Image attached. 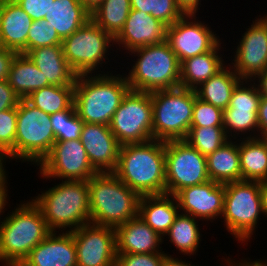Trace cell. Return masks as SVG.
I'll return each mask as SVG.
<instances>
[{
    "label": "cell",
    "mask_w": 267,
    "mask_h": 266,
    "mask_svg": "<svg viewBox=\"0 0 267 266\" xmlns=\"http://www.w3.org/2000/svg\"><path fill=\"white\" fill-rule=\"evenodd\" d=\"M113 173L140 197L166 194L165 141L122 145Z\"/></svg>",
    "instance_id": "1"
},
{
    "label": "cell",
    "mask_w": 267,
    "mask_h": 266,
    "mask_svg": "<svg viewBox=\"0 0 267 266\" xmlns=\"http://www.w3.org/2000/svg\"><path fill=\"white\" fill-rule=\"evenodd\" d=\"M78 75L74 85V106L84 123L109 125L130 86L122 70ZM122 72V73H121Z\"/></svg>",
    "instance_id": "2"
},
{
    "label": "cell",
    "mask_w": 267,
    "mask_h": 266,
    "mask_svg": "<svg viewBox=\"0 0 267 266\" xmlns=\"http://www.w3.org/2000/svg\"><path fill=\"white\" fill-rule=\"evenodd\" d=\"M30 198L39 207L51 232H72L90 223L87 181L60 180Z\"/></svg>",
    "instance_id": "3"
},
{
    "label": "cell",
    "mask_w": 267,
    "mask_h": 266,
    "mask_svg": "<svg viewBox=\"0 0 267 266\" xmlns=\"http://www.w3.org/2000/svg\"><path fill=\"white\" fill-rule=\"evenodd\" d=\"M8 211L0 226V262L1 266L21 265L51 231L32 199L21 200Z\"/></svg>",
    "instance_id": "4"
},
{
    "label": "cell",
    "mask_w": 267,
    "mask_h": 266,
    "mask_svg": "<svg viewBox=\"0 0 267 266\" xmlns=\"http://www.w3.org/2000/svg\"><path fill=\"white\" fill-rule=\"evenodd\" d=\"M125 55L120 57L125 58V65L120 64L127 67L121 70L126 69L123 73L131 90L153 92L180 87V62L167 41L140 47Z\"/></svg>",
    "instance_id": "5"
},
{
    "label": "cell",
    "mask_w": 267,
    "mask_h": 266,
    "mask_svg": "<svg viewBox=\"0 0 267 266\" xmlns=\"http://www.w3.org/2000/svg\"><path fill=\"white\" fill-rule=\"evenodd\" d=\"M87 182L90 223L116 228L138 216L140 196L113 172H97Z\"/></svg>",
    "instance_id": "6"
},
{
    "label": "cell",
    "mask_w": 267,
    "mask_h": 266,
    "mask_svg": "<svg viewBox=\"0 0 267 266\" xmlns=\"http://www.w3.org/2000/svg\"><path fill=\"white\" fill-rule=\"evenodd\" d=\"M61 45L67 63L77 75L111 73L112 60L116 64L120 63L114 59L117 56L114 39L91 19L63 39Z\"/></svg>",
    "instance_id": "7"
},
{
    "label": "cell",
    "mask_w": 267,
    "mask_h": 266,
    "mask_svg": "<svg viewBox=\"0 0 267 266\" xmlns=\"http://www.w3.org/2000/svg\"><path fill=\"white\" fill-rule=\"evenodd\" d=\"M224 189V210L221 217L223 227L234 237L233 241H238L242 247L248 246L253 235L256 236L259 220L262 216L264 219L260 182L248 180L229 182L224 184Z\"/></svg>",
    "instance_id": "8"
},
{
    "label": "cell",
    "mask_w": 267,
    "mask_h": 266,
    "mask_svg": "<svg viewBox=\"0 0 267 266\" xmlns=\"http://www.w3.org/2000/svg\"><path fill=\"white\" fill-rule=\"evenodd\" d=\"M153 139L184 140L191 127L195 90L177 87L151 92Z\"/></svg>",
    "instance_id": "9"
},
{
    "label": "cell",
    "mask_w": 267,
    "mask_h": 266,
    "mask_svg": "<svg viewBox=\"0 0 267 266\" xmlns=\"http://www.w3.org/2000/svg\"><path fill=\"white\" fill-rule=\"evenodd\" d=\"M51 115L20 99L17 106L15 161L37 168L56 142ZM18 160V161H17Z\"/></svg>",
    "instance_id": "10"
},
{
    "label": "cell",
    "mask_w": 267,
    "mask_h": 266,
    "mask_svg": "<svg viewBox=\"0 0 267 266\" xmlns=\"http://www.w3.org/2000/svg\"><path fill=\"white\" fill-rule=\"evenodd\" d=\"M109 128L121 146L152 140L151 92L130 89L114 113Z\"/></svg>",
    "instance_id": "11"
},
{
    "label": "cell",
    "mask_w": 267,
    "mask_h": 266,
    "mask_svg": "<svg viewBox=\"0 0 267 266\" xmlns=\"http://www.w3.org/2000/svg\"><path fill=\"white\" fill-rule=\"evenodd\" d=\"M166 194L210 180L206 156L185 140L165 141Z\"/></svg>",
    "instance_id": "12"
},
{
    "label": "cell",
    "mask_w": 267,
    "mask_h": 266,
    "mask_svg": "<svg viewBox=\"0 0 267 266\" xmlns=\"http://www.w3.org/2000/svg\"><path fill=\"white\" fill-rule=\"evenodd\" d=\"M36 168L40 179L88 181L98 171L91 165L80 139L56 141Z\"/></svg>",
    "instance_id": "13"
},
{
    "label": "cell",
    "mask_w": 267,
    "mask_h": 266,
    "mask_svg": "<svg viewBox=\"0 0 267 266\" xmlns=\"http://www.w3.org/2000/svg\"><path fill=\"white\" fill-rule=\"evenodd\" d=\"M261 94L253 80H241L223 110V128L230 139L259 137L258 108Z\"/></svg>",
    "instance_id": "14"
},
{
    "label": "cell",
    "mask_w": 267,
    "mask_h": 266,
    "mask_svg": "<svg viewBox=\"0 0 267 266\" xmlns=\"http://www.w3.org/2000/svg\"><path fill=\"white\" fill-rule=\"evenodd\" d=\"M250 24L244 27L245 31L241 33L236 45H231L235 49L228 48L233 54L227 57V61H230L228 64L242 80H254L267 71V22L257 14Z\"/></svg>",
    "instance_id": "15"
},
{
    "label": "cell",
    "mask_w": 267,
    "mask_h": 266,
    "mask_svg": "<svg viewBox=\"0 0 267 266\" xmlns=\"http://www.w3.org/2000/svg\"><path fill=\"white\" fill-rule=\"evenodd\" d=\"M198 14H185L167 27V37L171 50L178 61L210 52L222 39L212 30V26L201 21Z\"/></svg>",
    "instance_id": "16"
},
{
    "label": "cell",
    "mask_w": 267,
    "mask_h": 266,
    "mask_svg": "<svg viewBox=\"0 0 267 266\" xmlns=\"http://www.w3.org/2000/svg\"><path fill=\"white\" fill-rule=\"evenodd\" d=\"M72 233L77 250V266H115V228L88 223Z\"/></svg>",
    "instance_id": "17"
},
{
    "label": "cell",
    "mask_w": 267,
    "mask_h": 266,
    "mask_svg": "<svg viewBox=\"0 0 267 266\" xmlns=\"http://www.w3.org/2000/svg\"><path fill=\"white\" fill-rule=\"evenodd\" d=\"M180 212L191 215L202 222L215 223L224 210V184L209 180L205 183L185 187L175 195ZM215 221V222H214Z\"/></svg>",
    "instance_id": "18"
},
{
    "label": "cell",
    "mask_w": 267,
    "mask_h": 266,
    "mask_svg": "<svg viewBox=\"0 0 267 266\" xmlns=\"http://www.w3.org/2000/svg\"><path fill=\"white\" fill-rule=\"evenodd\" d=\"M167 27L152 15L131 9L123 28L114 38L117 58L123 52L122 55L140 47L165 42Z\"/></svg>",
    "instance_id": "19"
},
{
    "label": "cell",
    "mask_w": 267,
    "mask_h": 266,
    "mask_svg": "<svg viewBox=\"0 0 267 266\" xmlns=\"http://www.w3.org/2000/svg\"><path fill=\"white\" fill-rule=\"evenodd\" d=\"M80 141L91 165L98 172H113L118 164L121 145L109 125L84 123Z\"/></svg>",
    "instance_id": "20"
},
{
    "label": "cell",
    "mask_w": 267,
    "mask_h": 266,
    "mask_svg": "<svg viewBox=\"0 0 267 266\" xmlns=\"http://www.w3.org/2000/svg\"><path fill=\"white\" fill-rule=\"evenodd\" d=\"M21 266H77L72 232H50L35 246Z\"/></svg>",
    "instance_id": "21"
},
{
    "label": "cell",
    "mask_w": 267,
    "mask_h": 266,
    "mask_svg": "<svg viewBox=\"0 0 267 266\" xmlns=\"http://www.w3.org/2000/svg\"><path fill=\"white\" fill-rule=\"evenodd\" d=\"M115 232L116 253L151 254L165 252L162 248V244L165 243L163 237L139 216L117 226Z\"/></svg>",
    "instance_id": "22"
},
{
    "label": "cell",
    "mask_w": 267,
    "mask_h": 266,
    "mask_svg": "<svg viewBox=\"0 0 267 266\" xmlns=\"http://www.w3.org/2000/svg\"><path fill=\"white\" fill-rule=\"evenodd\" d=\"M223 40L222 37L210 52L188 58L180 63V87L194 90L227 64V55H224L226 47H223L227 44Z\"/></svg>",
    "instance_id": "23"
},
{
    "label": "cell",
    "mask_w": 267,
    "mask_h": 266,
    "mask_svg": "<svg viewBox=\"0 0 267 266\" xmlns=\"http://www.w3.org/2000/svg\"><path fill=\"white\" fill-rule=\"evenodd\" d=\"M32 23V18L14 0H6L0 17V45L27 54V36Z\"/></svg>",
    "instance_id": "24"
},
{
    "label": "cell",
    "mask_w": 267,
    "mask_h": 266,
    "mask_svg": "<svg viewBox=\"0 0 267 266\" xmlns=\"http://www.w3.org/2000/svg\"><path fill=\"white\" fill-rule=\"evenodd\" d=\"M27 56L35 63L44 79H47L51 85H75L78 75L67 63L62 45L38 47L30 50Z\"/></svg>",
    "instance_id": "25"
},
{
    "label": "cell",
    "mask_w": 267,
    "mask_h": 266,
    "mask_svg": "<svg viewBox=\"0 0 267 266\" xmlns=\"http://www.w3.org/2000/svg\"><path fill=\"white\" fill-rule=\"evenodd\" d=\"M180 209L174 195L141 196L138 216L161 237H165Z\"/></svg>",
    "instance_id": "26"
},
{
    "label": "cell",
    "mask_w": 267,
    "mask_h": 266,
    "mask_svg": "<svg viewBox=\"0 0 267 266\" xmlns=\"http://www.w3.org/2000/svg\"><path fill=\"white\" fill-rule=\"evenodd\" d=\"M200 221L201 220L191 215L179 212L168 233L163 237V239L168 238L169 240L166 239L163 241H168L166 243L170 242L171 245L178 250H176V255L180 254L181 257L182 255L185 257L188 256L189 259H191V256H195L196 258L198 256L197 252L200 250L201 242L204 240L202 239V226L200 225L203 223V227L206 226L204 225L205 222H201L200 224Z\"/></svg>",
    "instance_id": "27"
},
{
    "label": "cell",
    "mask_w": 267,
    "mask_h": 266,
    "mask_svg": "<svg viewBox=\"0 0 267 266\" xmlns=\"http://www.w3.org/2000/svg\"><path fill=\"white\" fill-rule=\"evenodd\" d=\"M206 159L210 180L220 184L241 180L238 139H230Z\"/></svg>",
    "instance_id": "28"
},
{
    "label": "cell",
    "mask_w": 267,
    "mask_h": 266,
    "mask_svg": "<svg viewBox=\"0 0 267 266\" xmlns=\"http://www.w3.org/2000/svg\"><path fill=\"white\" fill-rule=\"evenodd\" d=\"M90 19L91 14L78 0H55L51 4L49 15L45 18L47 26L54 28L62 40Z\"/></svg>",
    "instance_id": "29"
},
{
    "label": "cell",
    "mask_w": 267,
    "mask_h": 266,
    "mask_svg": "<svg viewBox=\"0 0 267 266\" xmlns=\"http://www.w3.org/2000/svg\"><path fill=\"white\" fill-rule=\"evenodd\" d=\"M241 180L267 181V139H238Z\"/></svg>",
    "instance_id": "30"
},
{
    "label": "cell",
    "mask_w": 267,
    "mask_h": 266,
    "mask_svg": "<svg viewBox=\"0 0 267 266\" xmlns=\"http://www.w3.org/2000/svg\"><path fill=\"white\" fill-rule=\"evenodd\" d=\"M8 83L20 99L33 91L51 85L27 54L17 53L11 63Z\"/></svg>",
    "instance_id": "31"
},
{
    "label": "cell",
    "mask_w": 267,
    "mask_h": 266,
    "mask_svg": "<svg viewBox=\"0 0 267 266\" xmlns=\"http://www.w3.org/2000/svg\"><path fill=\"white\" fill-rule=\"evenodd\" d=\"M241 80L227 62L220 71L194 90L196 96L202 101L225 110L234 88Z\"/></svg>",
    "instance_id": "32"
},
{
    "label": "cell",
    "mask_w": 267,
    "mask_h": 266,
    "mask_svg": "<svg viewBox=\"0 0 267 266\" xmlns=\"http://www.w3.org/2000/svg\"><path fill=\"white\" fill-rule=\"evenodd\" d=\"M130 11V0H104L91 13V20L114 39L123 28Z\"/></svg>",
    "instance_id": "33"
},
{
    "label": "cell",
    "mask_w": 267,
    "mask_h": 266,
    "mask_svg": "<svg viewBox=\"0 0 267 266\" xmlns=\"http://www.w3.org/2000/svg\"><path fill=\"white\" fill-rule=\"evenodd\" d=\"M26 100L51 115L68 110L74 104V86L48 85L33 91Z\"/></svg>",
    "instance_id": "34"
},
{
    "label": "cell",
    "mask_w": 267,
    "mask_h": 266,
    "mask_svg": "<svg viewBox=\"0 0 267 266\" xmlns=\"http://www.w3.org/2000/svg\"><path fill=\"white\" fill-rule=\"evenodd\" d=\"M184 140L207 157L229 141L230 138L223 127H190Z\"/></svg>",
    "instance_id": "35"
},
{
    "label": "cell",
    "mask_w": 267,
    "mask_h": 266,
    "mask_svg": "<svg viewBox=\"0 0 267 266\" xmlns=\"http://www.w3.org/2000/svg\"><path fill=\"white\" fill-rule=\"evenodd\" d=\"M131 9L142 11L171 26L185 13L175 0H130Z\"/></svg>",
    "instance_id": "36"
},
{
    "label": "cell",
    "mask_w": 267,
    "mask_h": 266,
    "mask_svg": "<svg viewBox=\"0 0 267 266\" xmlns=\"http://www.w3.org/2000/svg\"><path fill=\"white\" fill-rule=\"evenodd\" d=\"M50 120L56 141L80 139L84 122L76 113L74 104L68 110L51 114Z\"/></svg>",
    "instance_id": "37"
},
{
    "label": "cell",
    "mask_w": 267,
    "mask_h": 266,
    "mask_svg": "<svg viewBox=\"0 0 267 266\" xmlns=\"http://www.w3.org/2000/svg\"><path fill=\"white\" fill-rule=\"evenodd\" d=\"M17 107L0 111V152L15 161Z\"/></svg>",
    "instance_id": "38"
},
{
    "label": "cell",
    "mask_w": 267,
    "mask_h": 266,
    "mask_svg": "<svg viewBox=\"0 0 267 266\" xmlns=\"http://www.w3.org/2000/svg\"><path fill=\"white\" fill-rule=\"evenodd\" d=\"M47 21L34 20L27 36V53L38 47L61 45L62 39L57 31L47 26Z\"/></svg>",
    "instance_id": "39"
},
{
    "label": "cell",
    "mask_w": 267,
    "mask_h": 266,
    "mask_svg": "<svg viewBox=\"0 0 267 266\" xmlns=\"http://www.w3.org/2000/svg\"><path fill=\"white\" fill-rule=\"evenodd\" d=\"M191 127H223V110L196 96Z\"/></svg>",
    "instance_id": "40"
},
{
    "label": "cell",
    "mask_w": 267,
    "mask_h": 266,
    "mask_svg": "<svg viewBox=\"0 0 267 266\" xmlns=\"http://www.w3.org/2000/svg\"><path fill=\"white\" fill-rule=\"evenodd\" d=\"M167 251L151 254L116 253L115 266H162Z\"/></svg>",
    "instance_id": "41"
},
{
    "label": "cell",
    "mask_w": 267,
    "mask_h": 266,
    "mask_svg": "<svg viewBox=\"0 0 267 266\" xmlns=\"http://www.w3.org/2000/svg\"><path fill=\"white\" fill-rule=\"evenodd\" d=\"M32 20H42L49 15L51 4L55 0H14Z\"/></svg>",
    "instance_id": "42"
},
{
    "label": "cell",
    "mask_w": 267,
    "mask_h": 266,
    "mask_svg": "<svg viewBox=\"0 0 267 266\" xmlns=\"http://www.w3.org/2000/svg\"><path fill=\"white\" fill-rule=\"evenodd\" d=\"M20 97L9 85L8 80L0 81V111L18 106Z\"/></svg>",
    "instance_id": "43"
},
{
    "label": "cell",
    "mask_w": 267,
    "mask_h": 266,
    "mask_svg": "<svg viewBox=\"0 0 267 266\" xmlns=\"http://www.w3.org/2000/svg\"><path fill=\"white\" fill-rule=\"evenodd\" d=\"M17 52L0 45V81L6 80Z\"/></svg>",
    "instance_id": "44"
},
{
    "label": "cell",
    "mask_w": 267,
    "mask_h": 266,
    "mask_svg": "<svg viewBox=\"0 0 267 266\" xmlns=\"http://www.w3.org/2000/svg\"><path fill=\"white\" fill-rule=\"evenodd\" d=\"M10 161L11 160L7 155L0 152V194H9L11 190V188L9 187L10 184L9 182L10 180L8 178L9 172L6 169L7 166L6 164L10 163Z\"/></svg>",
    "instance_id": "45"
},
{
    "label": "cell",
    "mask_w": 267,
    "mask_h": 266,
    "mask_svg": "<svg viewBox=\"0 0 267 266\" xmlns=\"http://www.w3.org/2000/svg\"><path fill=\"white\" fill-rule=\"evenodd\" d=\"M259 137L267 139V98L261 97L258 108Z\"/></svg>",
    "instance_id": "46"
},
{
    "label": "cell",
    "mask_w": 267,
    "mask_h": 266,
    "mask_svg": "<svg viewBox=\"0 0 267 266\" xmlns=\"http://www.w3.org/2000/svg\"><path fill=\"white\" fill-rule=\"evenodd\" d=\"M226 255L227 254H225V257L222 256V258L218 259L219 261H220V259H222V262H223L222 264L224 266H225V264H226V266H266L259 259L252 260V259H250L252 257H249V256L247 258L242 257V259L236 260L237 259L236 257L233 259L232 256L230 257V255H228L226 257Z\"/></svg>",
    "instance_id": "47"
},
{
    "label": "cell",
    "mask_w": 267,
    "mask_h": 266,
    "mask_svg": "<svg viewBox=\"0 0 267 266\" xmlns=\"http://www.w3.org/2000/svg\"><path fill=\"white\" fill-rule=\"evenodd\" d=\"M185 14H199L202 0H175Z\"/></svg>",
    "instance_id": "48"
},
{
    "label": "cell",
    "mask_w": 267,
    "mask_h": 266,
    "mask_svg": "<svg viewBox=\"0 0 267 266\" xmlns=\"http://www.w3.org/2000/svg\"><path fill=\"white\" fill-rule=\"evenodd\" d=\"M166 254L167 255L165 256L163 260L162 266H197V264L195 265V263L194 264L192 263V260L191 261L187 260L186 262V260L184 259V256L182 257L183 258L182 259L181 256L177 257L173 254L170 255L169 252H167Z\"/></svg>",
    "instance_id": "49"
},
{
    "label": "cell",
    "mask_w": 267,
    "mask_h": 266,
    "mask_svg": "<svg viewBox=\"0 0 267 266\" xmlns=\"http://www.w3.org/2000/svg\"><path fill=\"white\" fill-rule=\"evenodd\" d=\"M253 81L257 84L261 96L267 98V71L259 74Z\"/></svg>",
    "instance_id": "50"
},
{
    "label": "cell",
    "mask_w": 267,
    "mask_h": 266,
    "mask_svg": "<svg viewBox=\"0 0 267 266\" xmlns=\"http://www.w3.org/2000/svg\"><path fill=\"white\" fill-rule=\"evenodd\" d=\"M10 194H0V226L3 223V219L6 217L5 211H8L7 208H11L10 204ZM8 206V207H7ZM2 219V220H1Z\"/></svg>",
    "instance_id": "51"
},
{
    "label": "cell",
    "mask_w": 267,
    "mask_h": 266,
    "mask_svg": "<svg viewBox=\"0 0 267 266\" xmlns=\"http://www.w3.org/2000/svg\"><path fill=\"white\" fill-rule=\"evenodd\" d=\"M260 196L264 218H267V181L260 182Z\"/></svg>",
    "instance_id": "52"
},
{
    "label": "cell",
    "mask_w": 267,
    "mask_h": 266,
    "mask_svg": "<svg viewBox=\"0 0 267 266\" xmlns=\"http://www.w3.org/2000/svg\"><path fill=\"white\" fill-rule=\"evenodd\" d=\"M80 4L91 14L104 0H78Z\"/></svg>",
    "instance_id": "53"
},
{
    "label": "cell",
    "mask_w": 267,
    "mask_h": 266,
    "mask_svg": "<svg viewBox=\"0 0 267 266\" xmlns=\"http://www.w3.org/2000/svg\"><path fill=\"white\" fill-rule=\"evenodd\" d=\"M5 1L6 0H0V17H1V11H2V8H3Z\"/></svg>",
    "instance_id": "54"
},
{
    "label": "cell",
    "mask_w": 267,
    "mask_h": 266,
    "mask_svg": "<svg viewBox=\"0 0 267 266\" xmlns=\"http://www.w3.org/2000/svg\"><path fill=\"white\" fill-rule=\"evenodd\" d=\"M264 265H266L267 266V258L265 257V260H264V258L262 257V259L260 258L259 259Z\"/></svg>",
    "instance_id": "55"
},
{
    "label": "cell",
    "mask_w": 267,
    "mask_h": 266,
    "mask_svg": "<svg viewBox=\"0 0 267 266\" xmlns=\"http://www.w3.org/2000/svg\"><path fill=\"white\" fill-rule=\"evenodd\" d=\"M265 20H266V22H267V12H266V14H264L263 13V16H262Z\"/></svg>",
    "instance_id": "56"
}]
</instances>
